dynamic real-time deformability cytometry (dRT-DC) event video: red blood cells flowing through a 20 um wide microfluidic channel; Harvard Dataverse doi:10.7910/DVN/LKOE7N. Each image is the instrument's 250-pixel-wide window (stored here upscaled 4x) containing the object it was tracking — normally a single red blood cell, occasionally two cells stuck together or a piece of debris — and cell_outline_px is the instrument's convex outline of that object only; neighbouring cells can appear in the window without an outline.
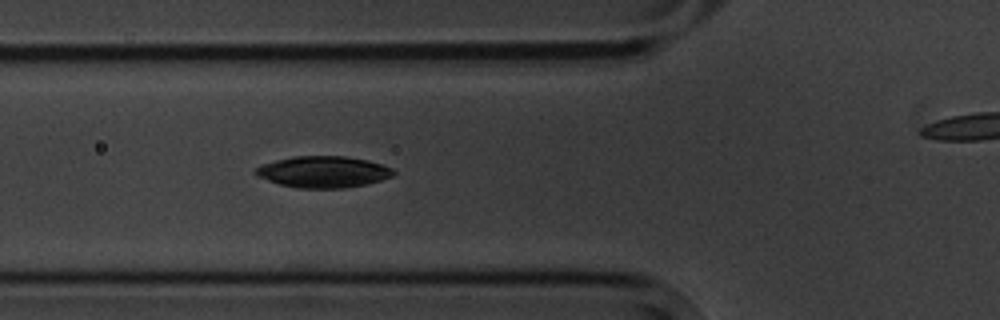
{"species": "common noctule bat (a hibernating species)", "species_latin": "Nyctalus noctula", "temperature_condition": "cold", "stored_images_in_passage": 6, "segment_of_instrument_passage": [1, 2], "camera_frame_rate_fps": 3000, "um_per_image_px": 0.085, "animal": {"sex": "male", "body_mass_g": 20.1, "forearm_length_mm": 53.5}, "frame": {"image": 1, "passage_image": 5, "time_ms": 4.667, "image_size_px": [1000, 320], "cell_outline_px": [[396, 172], [392, 176], [380, 180], [364, 184], [344, 188], [296, 188], [280, 184], [256, 176], [252, 172], [260, 164], [292, 156], [344, 156], [368, 160], [392, 168]], "centroid_in_image_um": [27.43, 14.6], "position_along_channel_um": 98.4, "area_um2": 25.26}}